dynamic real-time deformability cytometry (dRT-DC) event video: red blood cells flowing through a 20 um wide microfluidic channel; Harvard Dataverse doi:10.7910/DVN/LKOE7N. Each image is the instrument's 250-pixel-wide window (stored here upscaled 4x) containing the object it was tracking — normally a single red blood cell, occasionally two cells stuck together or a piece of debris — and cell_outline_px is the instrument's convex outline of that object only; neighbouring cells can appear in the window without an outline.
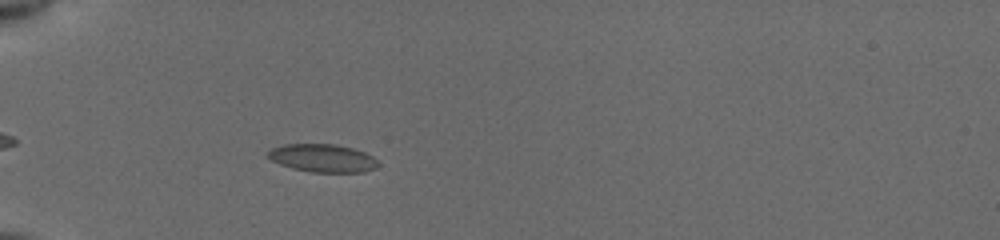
{"species": "common noctule bat (a hibernating species)", "species_latin": "Nyctalus noctula", "temperature_condition": "cold", "stored_images_in_passage": 43, "camera_frame_rate_fps": 3000, "um_per_image_px": 0.085, "animal": {"sex": "female", "body_mass_g": 19.5, "forearm_length_mm": 54.1}, "frame": {"image": 1, "passage_image": 7, "time_ms": 2.0, "image_size_px": [1000, 240], "cell_outline_px": [[380, 164], [376, 168], [364, 172], [312, 172], [292, 168], [280, 164], [264, 156], [272, 148], [284, 144], [332, 144], [352, 148], [364, 152], [372, 156]], "centroid_in_image_um": [27.41, 13.44], "position_along_channel_um": 57.6, "area_um2": 17.98}}
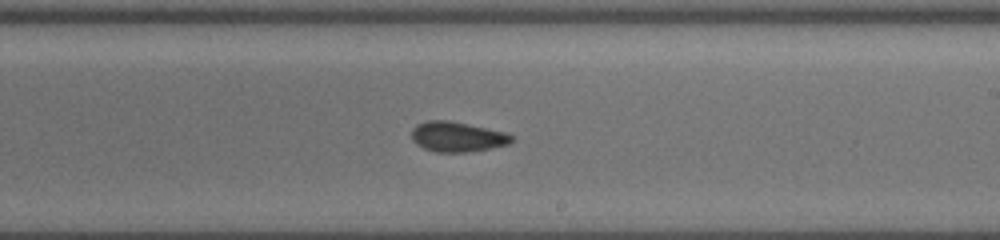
{"frame": {"image": 2, "passage_image": 23, "time_ms": 7.333, "image_size_px": [1000, 240], "cell_outline_px": [[512, 140], [508, 144], [492, 148], [472, 152], [436, 152], [424, 148], [416, 144], [412, 140], [412, 128], [416, 124], [428, 120], [448, 120], [504, 132], [512, 136]], "centroid_in_image_um": [38.82, 11.63], "position_along_channel_um": 250.2, "area_um2": 17.46}}
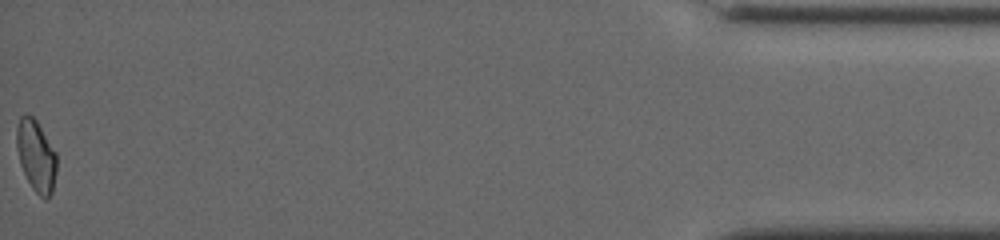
{"frame": {"image": 3, "passage_image": 43, "time_ms": 14.0, "image_size_px": [1000, 240], "cell_outline_px": [[56, 172], [52, 192], [44, 200], [32, 188], [20, 164], [16, 148], [16, 128], [20, 116], [24, 112], [32, 116], [36, 120], [56, 152]], "centroid_in_image_um": [3.05, 13.21], "position_along_channel_um": 432.1, "area_um2": 16.7}, "authors_computed_cell_mechanics": {"area_um2": 17.2822, "velocity_mm_per_s": 3.9317, "shape_relaxation_time_tau1_ms": 6.8582, "shape_relaxation_time_tau2_ms": 4.0802, "deformation_change_tau1": 0.1022, "deformation_change_tau2": 0.0993}}